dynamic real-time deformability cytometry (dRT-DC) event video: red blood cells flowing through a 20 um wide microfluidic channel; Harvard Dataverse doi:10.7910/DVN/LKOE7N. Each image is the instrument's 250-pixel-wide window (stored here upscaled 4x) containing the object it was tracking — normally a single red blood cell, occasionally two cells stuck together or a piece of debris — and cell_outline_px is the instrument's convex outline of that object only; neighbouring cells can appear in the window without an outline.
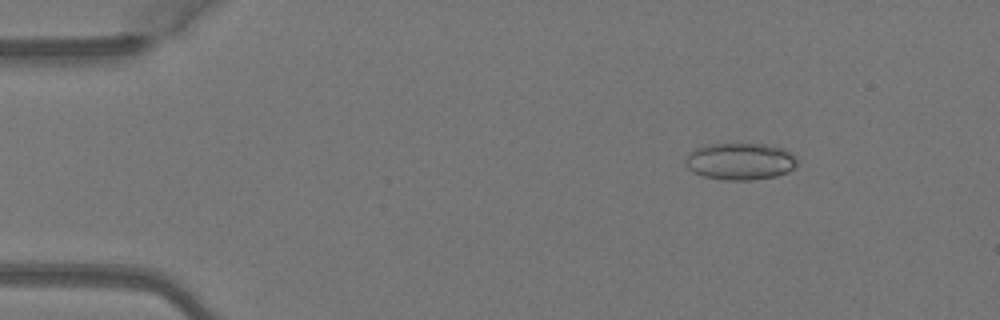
{"species": "Egyptian fruit bat (a non-hibernating species)", "species_latin": "Rousettus aegyptiacus", "temperature_condition": "warm", "stored_images_in_passage": 5, "camera_frame_rate_fps": 3000, "um_per_image_px": 0.085, "animal": {"sex": "female"}, "frame": {"image": 1, "passage_image": 2, "time_ms": 0.333, "image_size_px": [1000, 320], "cell_outline_px": [[796, 164], [788, 172], [776, 176], [752, 180], [724, 180], [704, 176], [692, 172], [684, 164], [684, 160], [688, 152], [696, 148], [708, 144], [764, 144], [784, 148], [792, 152], [796, 156]], "centroid_in_image_um": [62.89, 13.71], "position_along_channel_um": 22.1, "area_um2": 24.28}}